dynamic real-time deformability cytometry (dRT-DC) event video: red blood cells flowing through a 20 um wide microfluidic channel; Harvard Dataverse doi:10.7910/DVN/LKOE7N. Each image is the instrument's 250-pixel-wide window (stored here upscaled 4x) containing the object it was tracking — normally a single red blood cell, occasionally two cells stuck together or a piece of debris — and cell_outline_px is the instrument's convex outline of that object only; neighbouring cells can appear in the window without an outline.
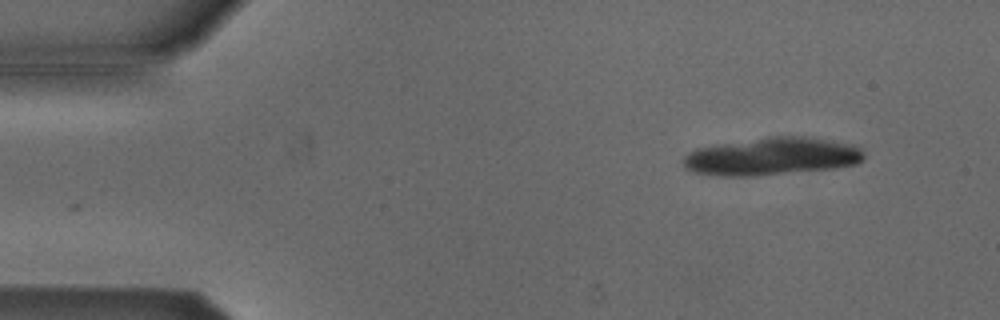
{"species": "Egyptian fruit bat (a non-hibernating species)", "species_latin": "Rousettus aegyptiacus", "temperature_condition": "cold", "stored_images_in_passage": 2, "camera_frame_rate_fps": 3000, "um_per_image_px": 0.085, "animal": {"sex": "male"}, "frame": {"image": 1, "passage_image": 2, "time_ms": 1.333, "image_size_px": [1000, 320], "cell_outline_px": [[864, 156], [856, 164], [832, 168], [756, 176], [716, 176], [692, 172], [684, 168], [684, 156], [688, 152], [696, 148], [716, 144], [768, 136], [812, 136], [852, 144], [860, 148], [864, 152]], "centroid_in_image_um": [65.57, 13.28], "position_along_channel_um": 19.4, "area_um2": 40.06}}